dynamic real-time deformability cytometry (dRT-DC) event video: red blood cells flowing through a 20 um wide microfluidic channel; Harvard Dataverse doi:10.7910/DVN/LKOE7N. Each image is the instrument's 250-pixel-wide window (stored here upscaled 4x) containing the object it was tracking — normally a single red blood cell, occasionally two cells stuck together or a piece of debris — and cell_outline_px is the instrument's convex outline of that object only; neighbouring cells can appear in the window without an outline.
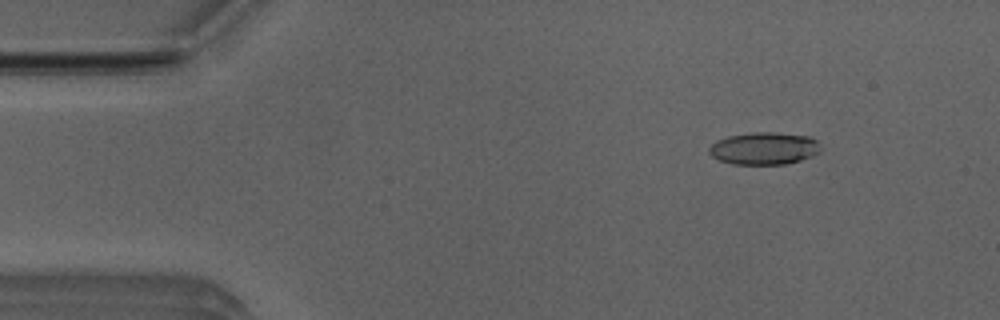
{"species": "Egyptian fruit bat (a non-hibernating species)", "species_latin": "Rousettus aegyptiacus", "temperature_condition": "room temperature", "stored_images_in_passage": 5, "camera_frame_rate_fps": 3000, "um_per_image_px": 0.085, "animal": {"sex": "male"}, "frame": {"image": 1, "passage_image": 2, "time_ms": 0.333, "image_size_px": [1000, 320], "cell_outline_px": [[820, 152], [812, 156], [800, 160], [784, 164], [732, 164], [720, 160], [712, 156], [708, 152], [708, 148], [716, 140], [728, 136], [752, 132], [772, 132], [808, 136], [816, 140], [820, 148]], "centroid_in_image_um": [64.92, 12.61], "position_along_channel_um": 20.1, "area_um2": 20.98}}